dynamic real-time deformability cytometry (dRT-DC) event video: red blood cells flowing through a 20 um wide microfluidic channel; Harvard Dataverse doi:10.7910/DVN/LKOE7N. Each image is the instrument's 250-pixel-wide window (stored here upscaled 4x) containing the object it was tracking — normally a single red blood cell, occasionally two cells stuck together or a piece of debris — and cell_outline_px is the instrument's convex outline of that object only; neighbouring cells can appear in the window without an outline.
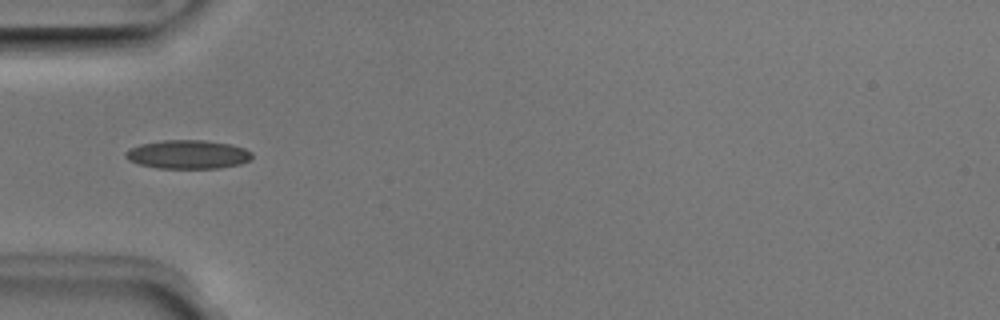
{"species": "Egyptian fruit bat (a non-hibernating species)", "species_latin": "Rousettus aegyptiacus", "temperature_condition": "room temperature", "stored_images_in_passage": 4, "camera_frame_rate_fps": 3000, "um_per_image_px": 0.085, "animal": {"sex": "male"}, "frame": {"image": 1, "passage_image": 3, "time_ms": 0.667, "image_size_px": [1000, 320], "cell_outline_px": [[252, 156], [248, 160], [240, 164], [220, 168], [156, 168], [140, 164], [128, 160], [124, 156], [124, 152], [128, 148], [140, 144], [164, 140], [204, 140], [232, 144], [244, 148], [252, 152]], "centroid_in_image_um": [15.94, 13.12], "position_along_channel_um": 69.1, "area_um2": 21.27}}